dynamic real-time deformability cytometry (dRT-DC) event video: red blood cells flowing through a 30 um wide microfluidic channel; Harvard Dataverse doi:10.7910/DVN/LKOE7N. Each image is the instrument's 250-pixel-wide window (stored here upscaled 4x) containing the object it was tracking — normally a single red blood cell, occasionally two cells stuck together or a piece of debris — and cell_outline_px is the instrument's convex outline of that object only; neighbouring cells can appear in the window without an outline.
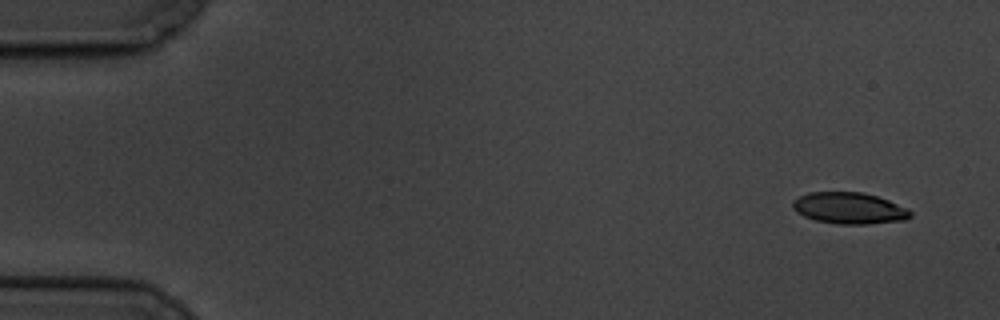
{"species": "common noctule bat (a hibernating species)", "species_latin": "Nyctalus noctula", "temperature_condition": "cold", "stored_images_in_passage": 5, "camera_frame_rate_fps": 3000, "um_per_image_px": 0.085, "animal": {"sex": "male", "body_mass_g": 19.5, "forearm_length_mm": 54.6}, "frame": {"image": 1, "passage_image": 1, "time_ms": 0.0, "image_size_px": [1000, 320], "cell_outline_px": [[912, 216], [908, 220], [864, 224], [836, 224], [816, 220], [804, 216], [796, 212], [792, 208], [792, 200], [808, 192], [864, 192], [888, 200], [908, 208], [912, 212]], "centroid_in_image_um": [72.19, 17.69], "position_along_channel_um": 12.8, "area_um2": 21.73}}
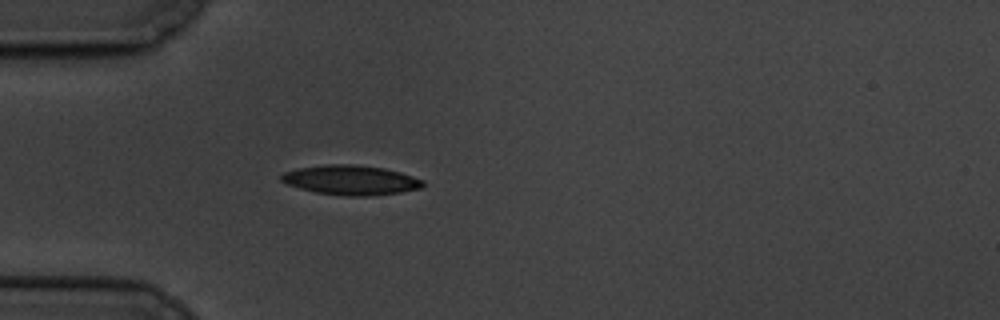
{"frame": {"image": 2, "passage_image": 5, "time_ms": 4.667, "image_size_px": [1000, 320], "cell_outline_px": [[424, 184], [420, 188], [400, 192], [364, 196], [348, 196], [316, 192], [300, 188], [288, 184], [280, 180], [280, 176], [284, 172], [296, 168], [324, 164], [352, 164], [384, 168], [400, 172], [424, 180]], "centroid_in_image_um": [29.8, 15.29], "position_along_channel_um": 55.2, "area_um2": 24.33}}